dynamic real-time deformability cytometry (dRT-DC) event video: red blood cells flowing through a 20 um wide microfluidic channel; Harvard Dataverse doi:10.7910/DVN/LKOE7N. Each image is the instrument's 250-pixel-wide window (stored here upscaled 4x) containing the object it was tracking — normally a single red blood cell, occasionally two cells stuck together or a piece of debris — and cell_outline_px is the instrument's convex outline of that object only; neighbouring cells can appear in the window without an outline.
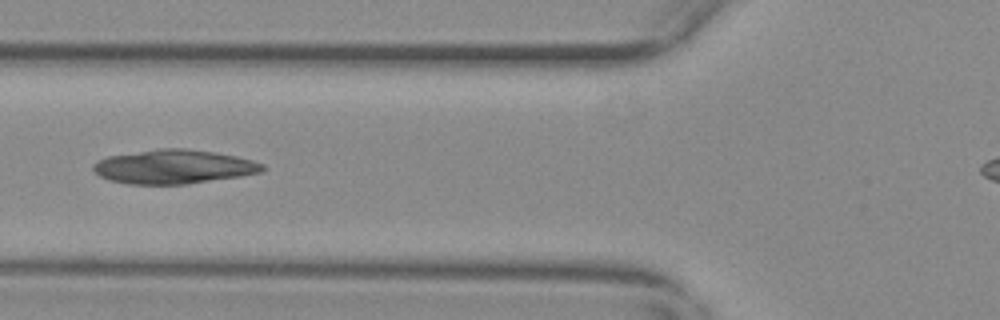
{"species": "common noctule bat (a hibernating species)", "species_latin": "Nyctalus noctula", "temperature_condition": "warm", "stored_images_in_passage": 49, "camera_frame_rate_fps": 3000, "um_per_image_px": 0.085, "animal": {"sex": "female", "body_mass_g": 29.2, "forearm_length_mm": 56.3}, "frame": {"image": 1, "passage_image": 20, "time_ms": 6.333, "image_size_px": [1000, 320], "cell_outline_px": [[264, 168], [260, 172], [240, 176], [188, 184], [128, 184], [108, 180], [100, 176], [92, 168], [92, 164], [108, 156], [160, 148], [184, 148], [216, 152], [236, 156], [252, 160], [264, 164]], "centroid_in_image_um": [14.76, 14.17], "position_along_channel_um": 111.0, "area_um2": 33.47}}
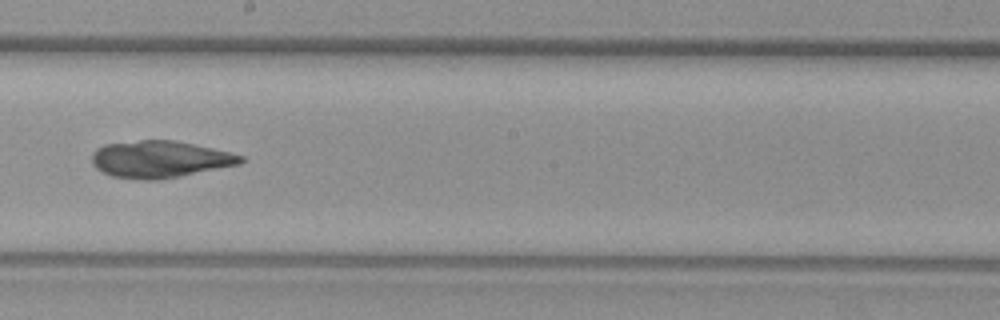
{"frame": {"image": 2, "passage_image": 30, "time_ms": 9.667, "image_size_px": [1000, 320], "cell_outline_px": [[244, 160], [240, 164], [160, 180], [144, 180], [112, 176], [100, 172], [92, 164], [92, 152], [96, 148], [104, 144], [140, 140], [172, 140], [212, 148], [244, 156]], "centroid_in_image_um": [13.54, 13.54], "position_along_channel_um": 234.7, "area_um2": 32.02}}
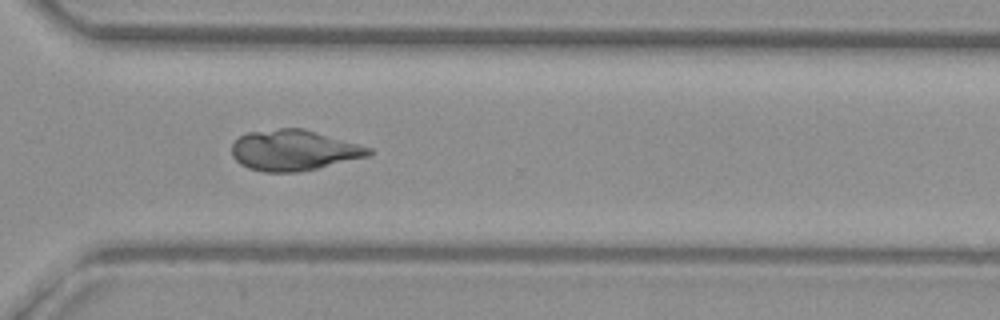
{"frame": {"image": 3, "passage_image": 39, "time_ms": 12.667, "image_size_px": [1000, 320], "cell_outline_px": [[372, 152], [368, 156], [300, 172], [264, 172], [248, 168], [240, 164], [232, 156], [232, 144], [240, 136], [248, 132], [280, 128], [300, 128], [372, 148]], "centroid_in_image_um": [24.93, 12.78], "position_along_channel_um": 345.7, "area_um2": 32.08}}